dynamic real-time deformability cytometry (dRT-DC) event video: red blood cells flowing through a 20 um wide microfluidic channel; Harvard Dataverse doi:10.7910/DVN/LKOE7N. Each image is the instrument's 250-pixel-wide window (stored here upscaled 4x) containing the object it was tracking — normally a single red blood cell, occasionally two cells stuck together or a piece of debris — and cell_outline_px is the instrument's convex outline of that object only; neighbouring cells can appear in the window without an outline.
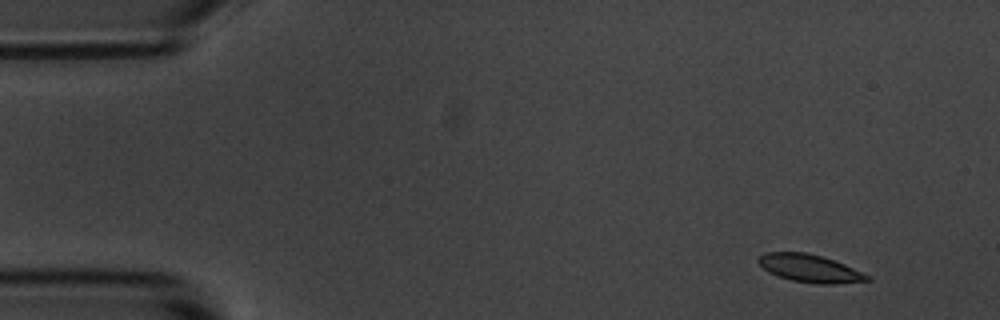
{"species": "common noctule bat (a hibernating species)", "species_latin": "Nyctalus noctula", "temperature_condition": "room temperature", "stored_images_in_passage": 4, "camera_frame_rate_fps": 3000, "um_per_image_px": 0.085, "animal": {"sex": "male", "body_mass_g": 20.1, "forearm_length_mm": 53.5}, "frame": {"image": 1, "passage_image": 1, "time_ms": 0.0, "image_size_px": [1000, 320], "cell_outline_px": [[872, 280], [832, 284], [820, 284], [792, 280], [768, 272], [756, 260], [764, 252], [808, 252], [844, 264], [872, 276]], "centroid_in_image_um": [68.85, 22.8], "position_along_channel_um": 16.1, "area_um2": 17.46}}
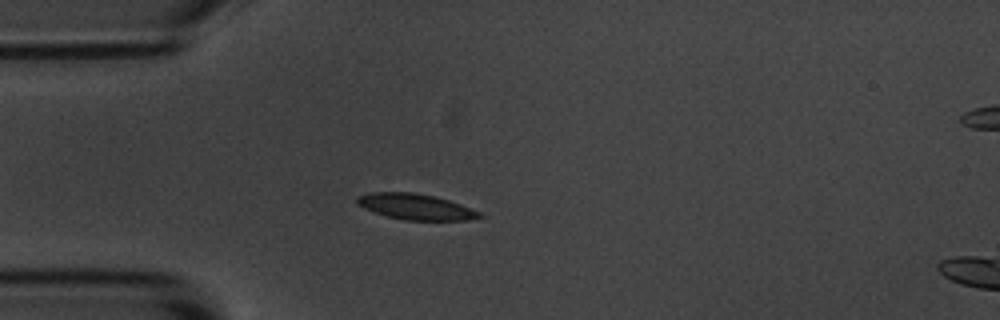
{"frame": {"image": 2, "passage_image": 4, "time_ms": 3.333, "image_size_px": [1000, 320], "cell_outline_px": [[484, 216], [468, 220], [404, 220], [372, 212], [356, 204], [356, 196], [368, 192], [412, 192], [436, 196], [460, 204], [480, 212]], "centroid_in_image_um": [35.28, 17.56], "position_along_channel_um": 49.7, "area_um2": 18.5}}